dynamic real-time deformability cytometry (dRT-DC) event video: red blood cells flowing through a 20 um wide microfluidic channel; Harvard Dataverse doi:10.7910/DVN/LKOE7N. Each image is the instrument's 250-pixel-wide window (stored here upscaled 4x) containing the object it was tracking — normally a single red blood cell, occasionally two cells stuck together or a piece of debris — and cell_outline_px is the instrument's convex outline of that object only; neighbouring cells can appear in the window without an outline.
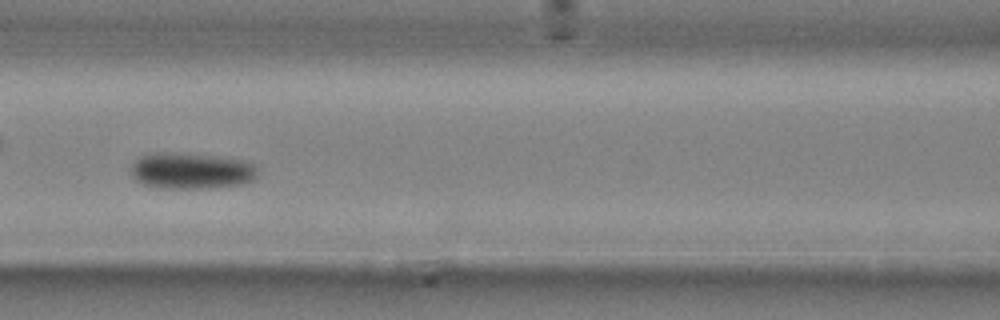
{"species": "common noctule bat (a hibernating species)", "species_latin": "Nyctalus noctula", "temperature_condition": "cold", "stored_images_in_passage": 47, "camera_frame_rate_fps": 3000, "um_per_image_px": 0.085, "animal": {"sex": "male", "body_mass_g": 20.4}, "frame": {"image": 1, "passage_image": 21, "time_ms": 6.667, "image_size_px": [1000, 320], "cell_outline_px": [[256, 180], [240, 184], [212, 188], [160, 188], [140, 184], [132, 176], [132, 164], [140, 156], [156, 152], [176, 152], [216, 156], [244, 160], [256, 164]], "centroid_in_image_um": [16.26, 14.52], "position_along_channel_um": 150.3, "area_um2": 27.05}}
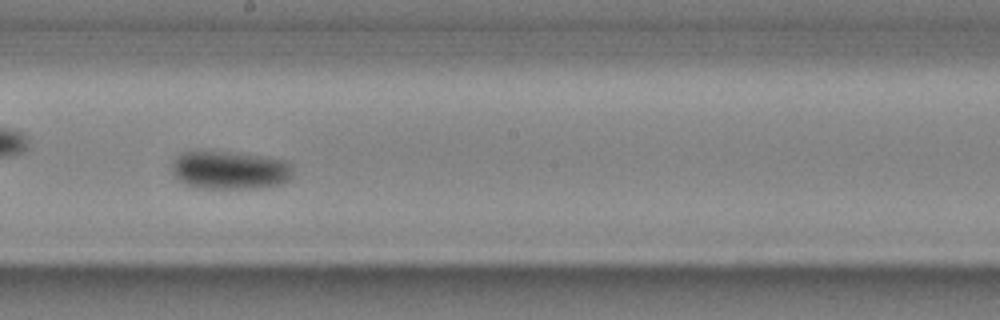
{"frame": {"image": 2, "passage_image": 27, "time_ms": 8.667, "image_size_px": [1000, 320], "cell_outline_px": [[292, 176], [284, 184], [260, 188], [200, 188], [188, 184], [172, 176], [172, 164], [176, 156], [180, 152], [228, 152], [264, 156], [288, 160], [292, 164]], "centroid_in_image_um": [19.59, 14.46], "position_along_channel_um": 228.6, "area_um2": 27.17}}
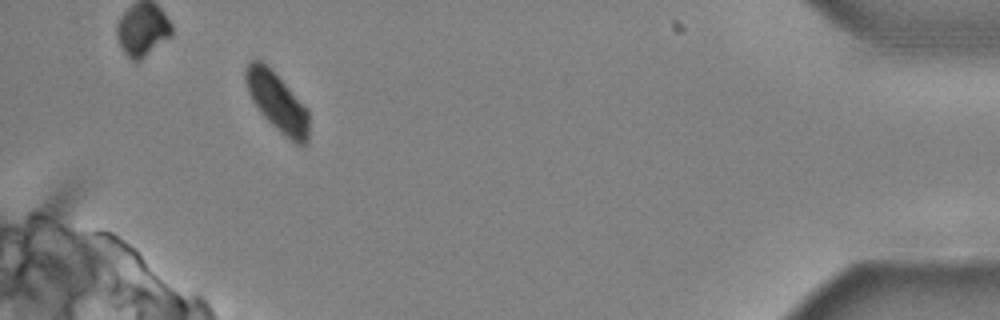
{"frame": {"image": 3, "passage_image": 45, "time_ms": 14.667, "image_size_px": [1000, 320], "cell_outline_px": [[308, 144], [296, 144], [284, 136], [260, 112], [252, 100], [248, 92], [244, 80], [244, 72], [248, 64], [252, 60], [260, 60], [272, 68], [308, 108]], "centroid_in_image_um": [23.57, 8.65], "position_along_channel_um": 411.6, "area_um2": 21.85}, "authors_computed_cell_mechanics": {"area_um2": 24.7962, "velocity_mm_per_s": 3.9323, "shape_relaxation_time_tau1_ms": 6.093, "shape_relaxation_time_tau2_ms": null, "deformation_change_tau1": 0.1308, "deformation_change_tau2": null}}